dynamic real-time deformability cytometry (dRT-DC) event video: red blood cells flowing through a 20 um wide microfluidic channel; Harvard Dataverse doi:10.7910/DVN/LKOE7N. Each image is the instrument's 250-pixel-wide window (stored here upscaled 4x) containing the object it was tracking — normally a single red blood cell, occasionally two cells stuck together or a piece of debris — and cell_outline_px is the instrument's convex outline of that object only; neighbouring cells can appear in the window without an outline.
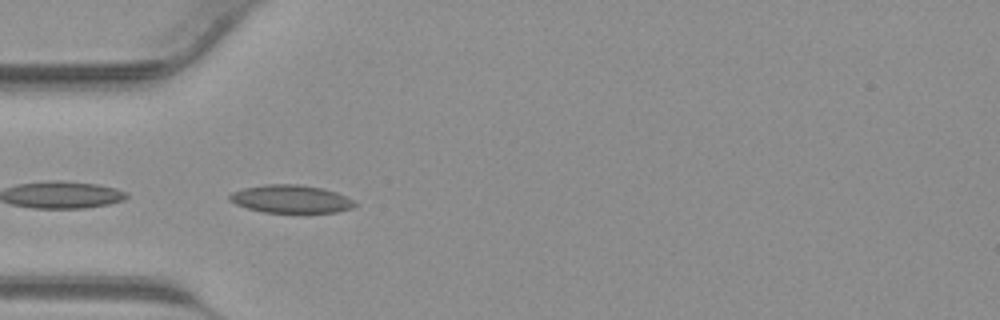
{"species": "common noctule bat (a hibernating species)", "species_latin": "Nyctalus noctula", "temperature_condition": "warm", "stored_images_in_passage": 18, "camera_frame_rate_fps": 3000, "um_per_image_px": 0.085, "animal": {"sex": "male", "body_mass_g": 23.1, "forearm_length_mm": 52.7}, "frame": {"image": 1, "passage_image": 13, "time_ms": 4.0, "image_size_px": [1000, 320], "cell_outline_px": [[360, 204], [352, 208], [336, 212], [264, 212], [248, 208], [236, 204], [228, 200], [228, 196], [232, 192], [244, 188], [264, 184], [300, 184], [324, 188], [336, 192]], "centroid_in_image_um": [24.73, 16.9], "position_along_channel_um": 60.3, "area_um2": 20.4}}